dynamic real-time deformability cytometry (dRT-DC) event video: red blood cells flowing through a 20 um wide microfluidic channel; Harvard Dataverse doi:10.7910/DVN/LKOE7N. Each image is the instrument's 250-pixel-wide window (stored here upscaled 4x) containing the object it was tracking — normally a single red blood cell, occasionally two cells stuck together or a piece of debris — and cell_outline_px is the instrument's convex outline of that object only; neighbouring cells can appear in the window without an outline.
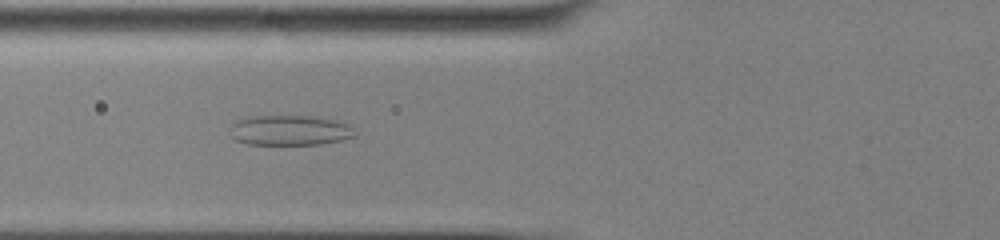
{"species": "common noctule bat (a hibernating species)", "species_latin": "Nyctalus noctula", "temperature_condition": "cold", "stored_images_in_passage": 52, "camera_frame_rate_fps": 3000, "um_per_image_px": 0.085, "animal": {"sex": "male", "body_mass_g": 13.0, "forearm_length_mm": 53.1}, "frame": {"image": 1, "passage_image": 22, "time_ms": 7.0, "image_size_px": [1000, 240], "cell_outline_px": [[356, 136], [340, 140], [320, 144], [248, 144], [236, 140], [232, 136], [228, 128], [236, 120], [248, 116], [308, 116], [336, 120], [352, 124], [356, 132]], "centroid_in_image_um": [24.64, 11.07], "position_along_channel_um": 101.2, "area_um2": 22.14}}
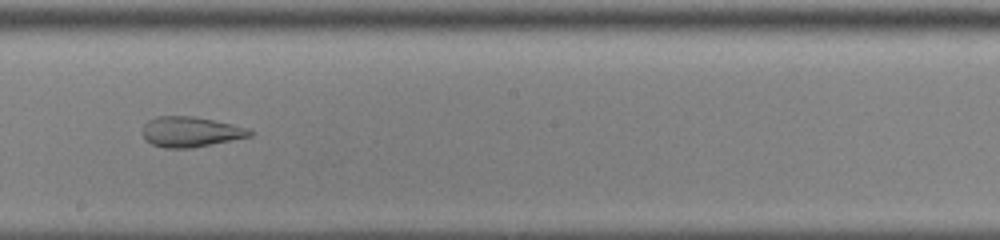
{"frame": {"image": 2, "passage_image": 32, "time_ms": 10.333, "image_size_px": [1000, 240], "cell_outline_px": [[256, 132], [252, 136], [192, 148], [164, 148], [152, 144], [144, 140], [144, 124], [148, 120], [156, 116], [192, 116], [232, 124], [248, 128]], "centroid_in_image_um": [16.22, 11.21], "position_along_channel_um": 232.0, "area_um2": 18.96}}
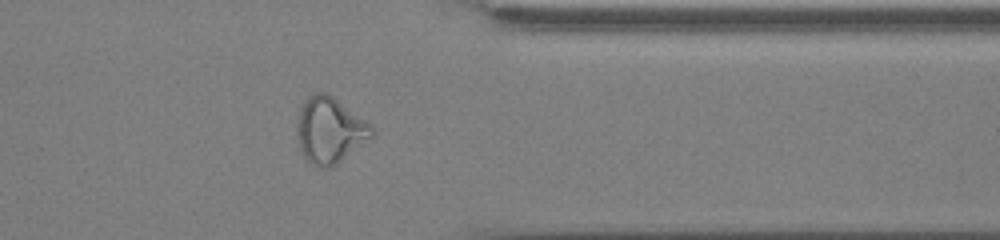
{"frame": {"image": 3, "passage_image": 44, "time_ms": 14.333, "image_size_px": [1000, 240], "cell_outline_px": [[376, 132], [372, 136], [336, 164], [328, 168], [320, 168], [308, 160], [304, 156], [300, 148], [296, 132], [296, 124], [300, 108], [304, 100], [308, 96], [316, 92], [324, 92], [332, 96], [364, 120]], "centroid_in_image_um": [27.98, 11.06], "position_along_channel_um": 383.4, "area_um2": 28.15}}